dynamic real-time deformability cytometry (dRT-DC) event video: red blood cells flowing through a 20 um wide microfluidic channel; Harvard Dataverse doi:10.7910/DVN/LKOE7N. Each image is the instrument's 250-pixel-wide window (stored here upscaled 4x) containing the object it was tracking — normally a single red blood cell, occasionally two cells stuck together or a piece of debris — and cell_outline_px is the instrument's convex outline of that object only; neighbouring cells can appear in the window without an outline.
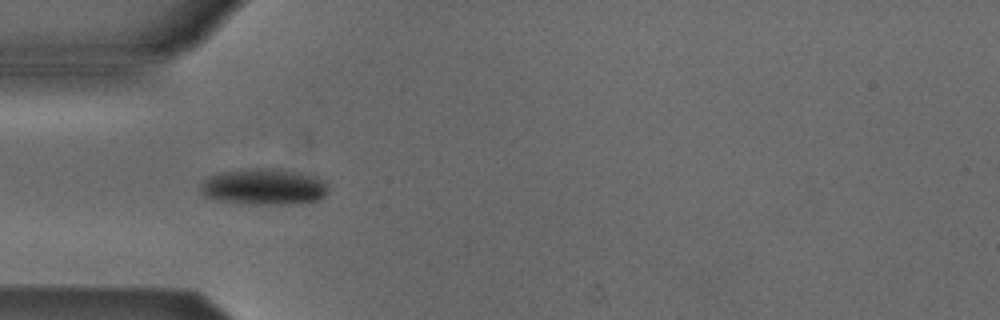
{"species": "Egyptian fruit bat (a non-hibernating species)", "species_latin": "Rousettus aegyptiacus", "temperature_condition": "cold", "stored_images_in_passage": 5, "camera_frame_rate_fps": 3000, "um_per_image_px": 0.085, "animal": {"sex": "male"}, "frame": {"image": 1, "passage_image": 4, "time_ms": 4.333, "image_size_px": [1000, 320], "cell_outline_px": [[328, 192], [320, 200], [300, 204], [252, 204], [220, 200], [204, 196], [200, 192], [200, 184], [208, 176], [220, 172], [252, 168], [280, 168], [300, 172], [316, 176], [324, 180], [328, 188]], "centroid_in_image_um": [22.47, 15.87], "position_along_channel_um": 62.5, "area_um2": 27.4}}
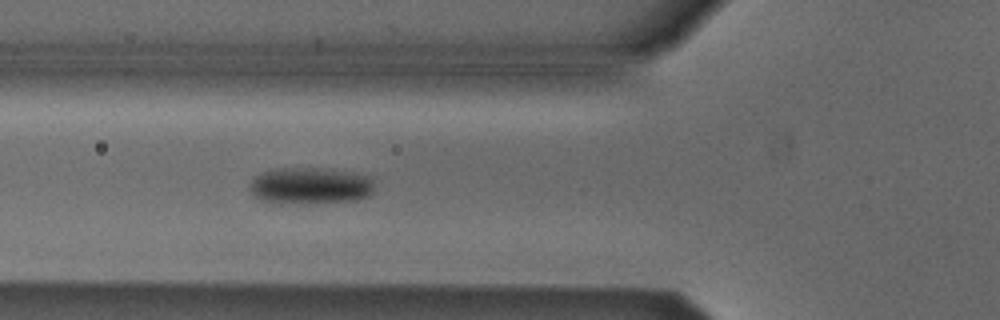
{"frame": {"image": 2, "passage_image": 5, "time_ms": 5.333, "image_size_px": [1000, 320], "cell_outline_px": [[372, 192], [368, 196], [356, 200], [280, 204], [272, 204], [260, 200], [252, 196], [252, 180], [256, 176], [264, 172], [280, 168], [324, 168], [356, 172], [368, 176], [372, 180]], "centroid_in_image_um": [26.36, 15.79], "position_along_channel_um": 99.4, "area_um2": 26.65}}